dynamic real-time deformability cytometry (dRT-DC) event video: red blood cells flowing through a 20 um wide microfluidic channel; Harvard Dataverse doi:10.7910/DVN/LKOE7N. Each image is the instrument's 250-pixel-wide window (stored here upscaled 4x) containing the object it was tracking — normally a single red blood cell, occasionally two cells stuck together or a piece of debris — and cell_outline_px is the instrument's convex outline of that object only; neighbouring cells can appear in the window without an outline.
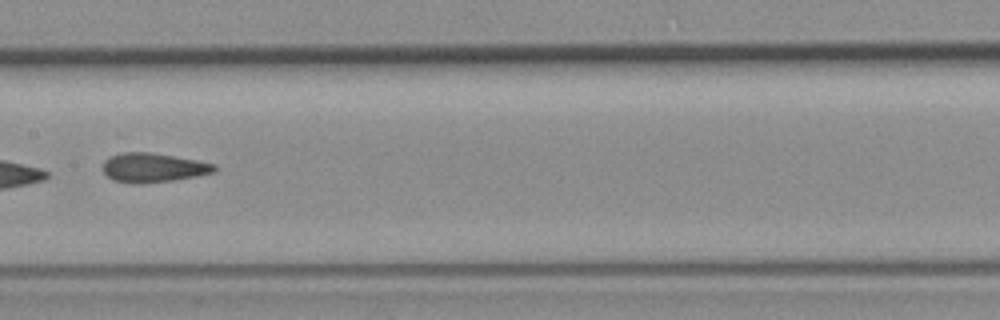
{"species": "common noctule bat (a hibernating species)", "species_latin": "Nyctalus noctula", "temperature_condition": "room temperature", "stored_images_in_passage": 10, "camera_frame_rate_fps": 3000, "um_per_image_px": 0.085, "animal": {"sex": "female", "body_mass_g": 19.3, "forearm_length_mm": 54.1}, "frame": {"image": 1, "passage_image": 7, "time_ms": 7.667, "image_size_px": [1000, 320], "cell_outline_px": [[216, 172], [196, 176], [172, 180], [140, 184], [132, 184], [112, 180], [104, 172], [104, 160], [108, 156], [124, 152], [148, 152], [196, 160], [216, 164]], "centroid_in_image_um": [13.0, 14.25], "position_along_channel_um": 194.4, "area_um2": 18.96}}
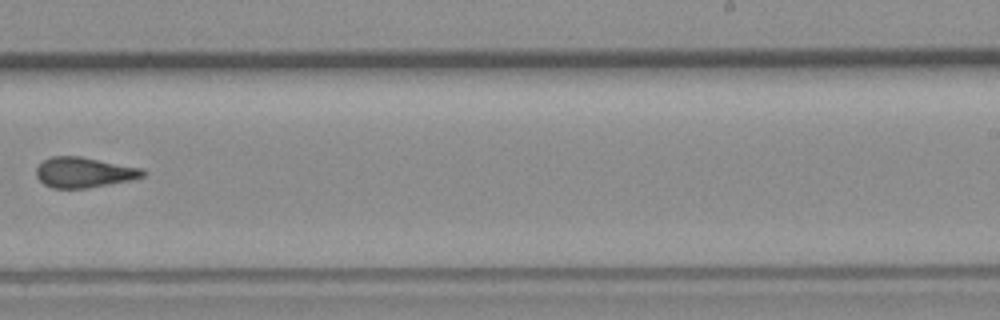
{"frame": {"image": 2, "passage_image": 9, "time_ms": 10.0, "image_size_px": [1000, 320], "cell_outline_px": [[148, 172], [144, 176], [132, 180], [88, 188], [52, 188], [44, 184], [36, 176], [36, 168], [44, 160], [52, 156], [80, 156], [144, 168]], "centroid_in_image_um": [7.18, 14.65], "position_along_channel_um": 281.8, "area_um2": 19.02}}
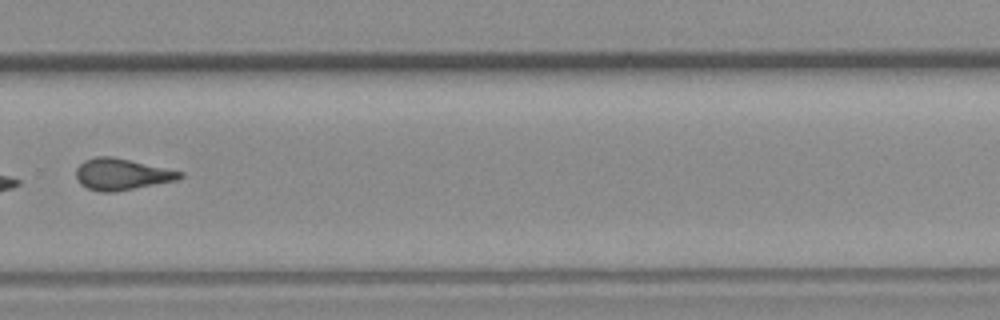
{"frame": {"image": 3, "passage_image": 10, "time_ms": 11.0, "image_size_px": [1000, 320], "cell_outline_px": [[184, 176], [176, 180], [116, 192], [100, 192], [88, 188], [80, 184], [76, 180], [76, 168], [84, 160], [96, 156], [112, 156], [184, 172]], "centroid_in_image_um": [10.32, 14.81], "position_along_channel_um": 319.5, "area_um2": 19.07}}